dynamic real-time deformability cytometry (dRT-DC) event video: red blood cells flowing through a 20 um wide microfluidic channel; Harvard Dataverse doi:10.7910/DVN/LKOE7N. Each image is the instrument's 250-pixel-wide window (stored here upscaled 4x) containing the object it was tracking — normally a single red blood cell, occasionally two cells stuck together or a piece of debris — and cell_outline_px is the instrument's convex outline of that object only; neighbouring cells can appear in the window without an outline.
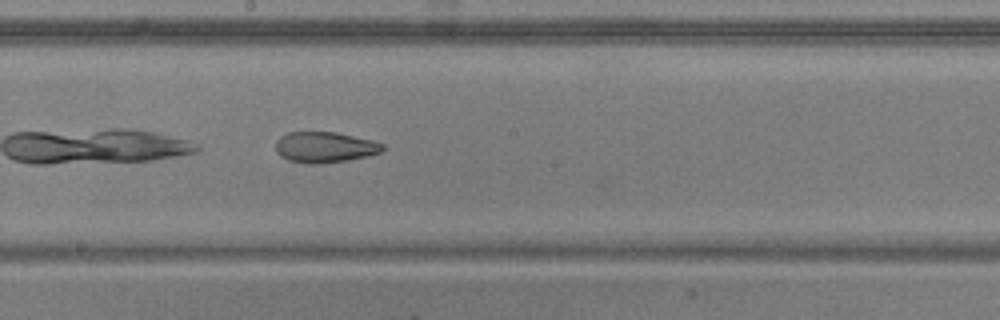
{"species": "common noctule bat (a hibernating species)", "species_latin": "Nyctalus noctula", "temperature_condition": "warm", "stored_images_in_passage": 28, "camera_frame_rate_fps": 3000, "um_per_image_px": 0.085, "animal": {"sex": "male", "body_mass_g": 20.5, "forearm_length_mm": 52.5}, "frame": {"image": 1, "passage_image": 13, "time_ms": 4.0, "image_size_px": [1000, 320], "cell_outline_px": [[384, 148], [380, 152], [368, 156], [348, 160], [320, 164], [308, 164], [288, 160], [280, 156], [276, 152], [276, 140], [280, 136], [288, 132], [336, 132], [372, 140], [384, 144]], "centroid_in_image_um": [27.59, 12.51], "position_along_channel_um": 220.6, "area_um2": 19.31}}
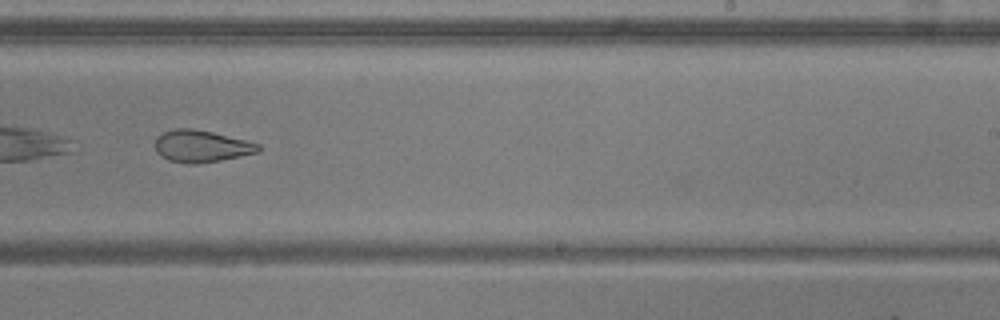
{"frame": {"image": 2, "passage_image": 17, "time_ms": 5.333, "image_size_px": [1000, 320], "cell_outline_px": [[260, 152], [220, 160], [192, 164], [168, 160], [160, 156], [156, 152], [156, 136], [164, 132], [176, 128], [192, 128], [212, 132], [248, 140], [260, 144]], "centroid_in_image_um": [17.13, 12.42], "position_along_channel_um": 271.9, "area_um2": 19.25}, "authors_computed_cell_mechanics": {"area_um2": 19.7098, "velocity_mm_per_s": 3.8694, "shape_relaxation_time_tau1_ms": null, "shape_relaxation_time_tau2_ms": 2.3897, "deformation_change_tau1": null, "deformation_change_tau2": 0.0915}}